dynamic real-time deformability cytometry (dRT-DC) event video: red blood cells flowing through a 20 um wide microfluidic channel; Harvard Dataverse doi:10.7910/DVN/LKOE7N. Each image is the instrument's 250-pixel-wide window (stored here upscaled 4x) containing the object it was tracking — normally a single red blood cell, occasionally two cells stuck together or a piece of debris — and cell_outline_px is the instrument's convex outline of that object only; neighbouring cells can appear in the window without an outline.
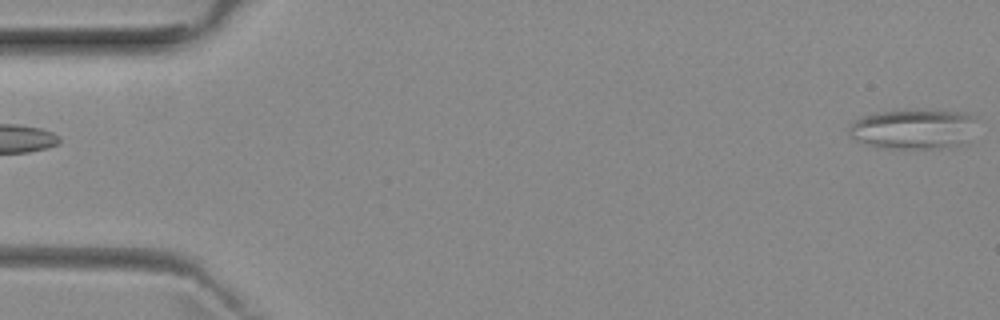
{"species": "common noctule bat (a hibernating species)", "species_latin": "Nyctalus noctula", "temperature_condition": "room temperature", "stored_images_in_passage": 52, "camera_frame_rate_fps": 3000, "um_per_image_px": 0.085, "animal": {"sex": "female", "body_mass_g": 29.2, "forearm_length_mm": 56.3}, "frame": {"image": 1, "passage_image": 1, "time_ms": 0.0, "image_size_px": [1000, 320], "cell_outline_px": [[972, 116], [948, 144], [940, 148], [896, 148], [868, 144], [856, 140], [848, 136], [848, 128], [860, 116], [892, 108], [916, 108], [968, 112]], "centroid_in_image_um": [77.25, 10.86], "position_along_channel_um": 7.8, "area_um2": 28.03}}
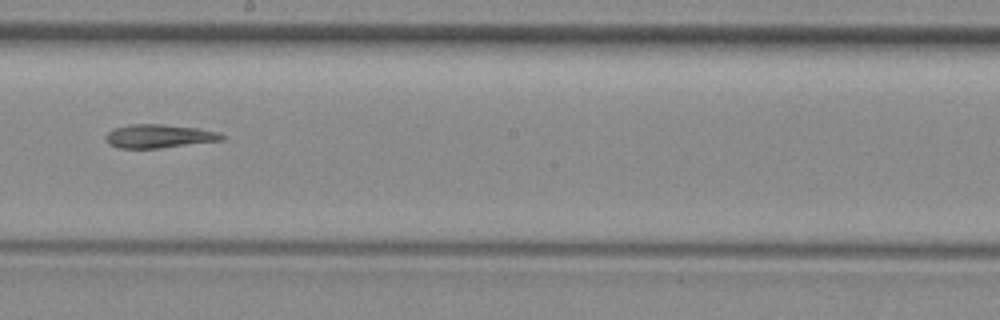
{"frame": {"image": 2, "passage_image": 29, "time_ms": 9.333, "image_size_px": [1000, 320], "cell_outline_px": [[224, 140], [160, 148], [120, 148], [108, 144], [104, 136], [112, 128], [132, 124], [164, 124], [196, 128], [220, 132], [224, 136]], "centroid_in_image_um": [13.5, 11.57], "position_along_channel_um": 234.7, "area_um2": 16.01}}
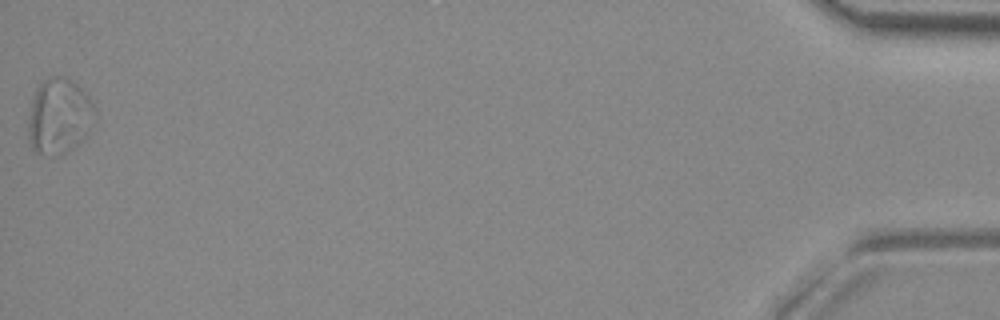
{"frame": {"image": 3, "passage_image": 52, "time_ms": 17.0, "image_size_px": [1000, 320], "cell_outline_px": [[96, 116], [84, 136], [64, 152], [36, 152], [32, 148], [28, 136], [28, 124], [32, 100], [36, 88], [48, 76], [60, 76], [72, 80], [88, 96], [96, 108]], "centroid_in_image_um": [5.01, 9.8], "position_along_channel_um": 430.2, "area_um2": 28.44}}